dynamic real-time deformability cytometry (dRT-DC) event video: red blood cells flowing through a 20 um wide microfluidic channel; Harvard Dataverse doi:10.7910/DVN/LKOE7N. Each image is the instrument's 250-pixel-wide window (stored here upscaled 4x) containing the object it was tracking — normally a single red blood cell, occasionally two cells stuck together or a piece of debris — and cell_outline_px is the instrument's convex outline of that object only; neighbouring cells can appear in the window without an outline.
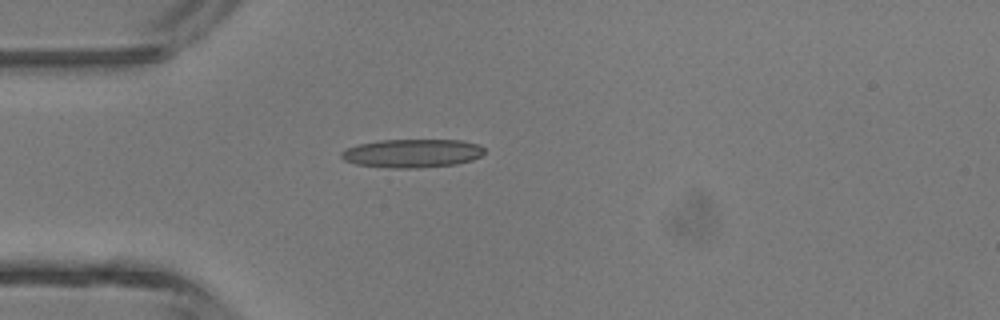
{"species": "common noctule bat (a hibernating species)", "species_latin": "Nyctalus noctula", "temperature_condition": "room temperature", "stored_images_in_passage": 2, "camera_frame_rate_fps": 3000, "um_per_image_px": 0.085, "animal": {"sex": "male", "body_mass_g": 13.3}, "frame": {"image": 1, "passage_image": 2, "time_ms": 1.333, "image_size_px": [1000, 320], "cell_outline_px": [[484, 152], [480, 156], [472, 160], [456, 164], [416, 168], [392, 168], [356, 164], [344, 160], [340, 156], [340, 152], [348, 148], [360, 144], [380, 140], [460, 140], [480, 144], [484, 148]], "centroid_in_image_um": [35.05, 13.03], "position_along_channel_um": 49.9, "area_um2": 23.7}}